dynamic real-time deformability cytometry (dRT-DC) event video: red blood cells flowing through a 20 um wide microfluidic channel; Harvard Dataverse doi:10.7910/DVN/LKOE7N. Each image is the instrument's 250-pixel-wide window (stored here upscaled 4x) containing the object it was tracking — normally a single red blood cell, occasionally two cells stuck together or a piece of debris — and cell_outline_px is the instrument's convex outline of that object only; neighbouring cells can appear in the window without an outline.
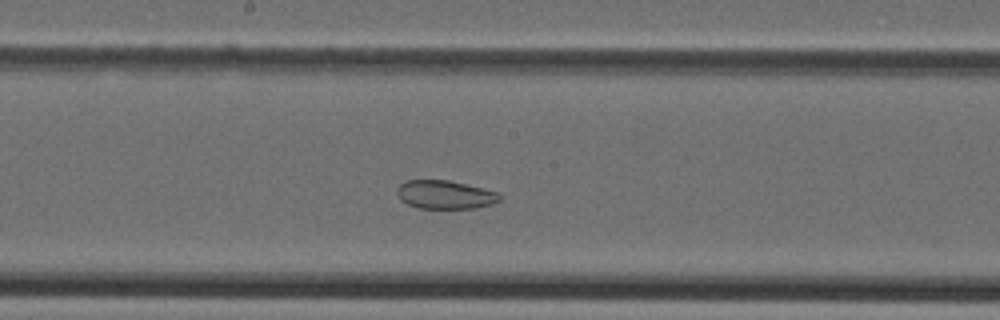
{"species": "Egyptian fruit bat (a non-hibernating species)", "species_latin": "Rousettus aegyptiacus", "temperature_condition": "cold", "stored_images_in_passage": 19, "camera_frame_rate_fps": 3000, "um_per_image_px": 0.085, "animal": {"sex": "female"}, "frame": {"image": 1, "passage_image": 17, "time_ms": 5.333, "image_size_px": [1000, 320], "cell_outline_px": [[500, 200], [492, 204], [476, 208], [420, 208], [408, 204], [400, 200], [396, 192], [396, 188], [404, 180], [448, 180], [496, 192], [500, 196]], "centroid_in_image_um": [37.77, 16.54], "position_along_channel_um": 210.4, "area_um2": 16.88}}